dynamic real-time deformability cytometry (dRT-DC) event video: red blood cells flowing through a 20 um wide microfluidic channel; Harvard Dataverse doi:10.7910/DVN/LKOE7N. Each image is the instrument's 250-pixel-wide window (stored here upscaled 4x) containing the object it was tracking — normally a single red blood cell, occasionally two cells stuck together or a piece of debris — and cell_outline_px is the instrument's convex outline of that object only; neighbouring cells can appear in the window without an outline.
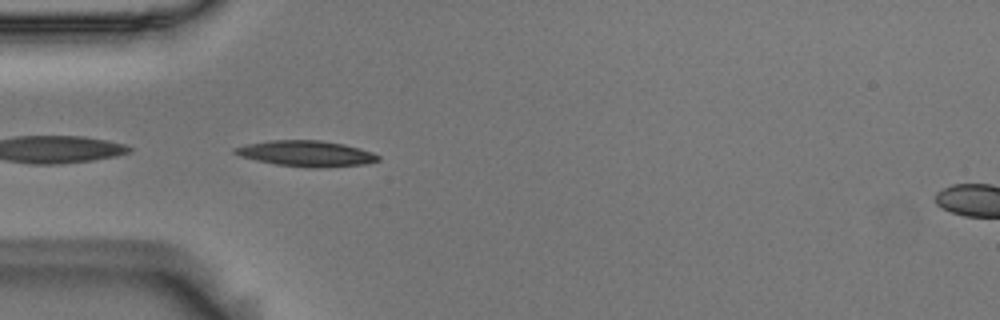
{"species": "Egyptian fruit bat (a non-hibernating species)", "species_latin": "Rousettus aegyptiacus", "temperature_condition": "room temperature", "stored_images_in_passage": 21, "camera_frame_rate_fps": 3000, "um_per_image_px": 0.085, "animal": {"sex": "male"}, "frame": {"image": 1, "passage_image": 1, "time_ms": 0.0, "image_size_px": [1000, 320], "cell_outline_px": [[380, 160], [364, 164], [320, 168], [308, 168], [276, 164], [256, 160], [240, 156], [232, 152], [232, 148], [248, 144], [272, 140], [320, 140], [344, 144], [360, 148], [372, 152], [380, 156]], "centroid_in_image_um": [26.04, 13.05], "position_along_channel_um": 59.0, "area_um2": 21.56}}
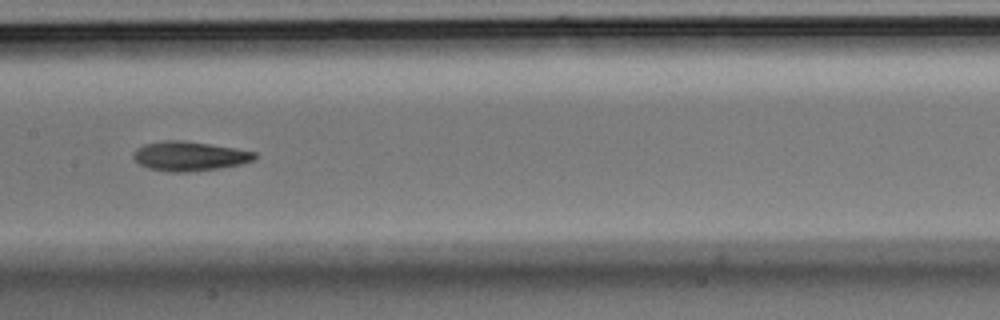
{"frame": {"image": 2, "passage_image": 12, "time_ms": 3.667, "image_size_px": [1000, 320], "cell_outline_px": [[256, 156], [252, 160], [240, 164], [216, 168], [188, 172], [172, 172], [148, 168], [140, 164], [132, 156], [136, 148], [144, 144], [164, 140], [180, 140], [236, 148], [256, 152]], "centroid_in_image_um": [16.07, 13.26], "position_along_channel_um": 191.3, "area_um2": 20.52}}
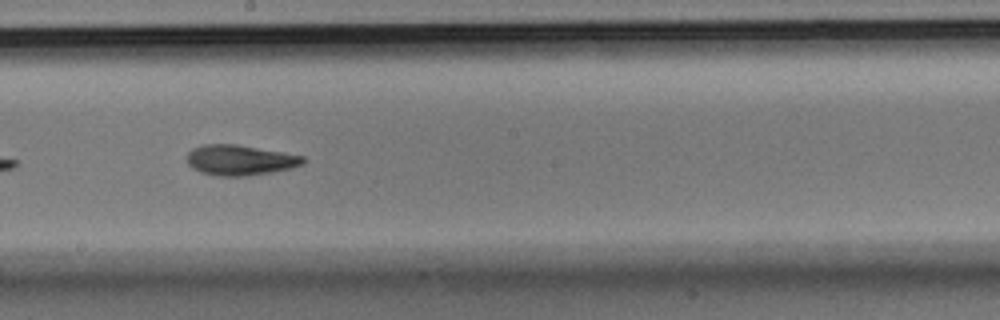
{"frame": {"image": 3, "passage_image": 15, "time_ms": 4.667, "image_size_px": [1000, 320], "cell_outline_px": [[304, 160], [300, 164], [288, 168], [272, 172], [244, 176], [216, 176], [200, 172], [192, 168], [188, 164], [188, 152], [192, 148], [200, 144], [236, 144], [284, 152], [304, 156]], "centroid_in_image_um": [20.34, 13.6], "position_along_channel_um": 227.9, "area_um2": 20.46}}